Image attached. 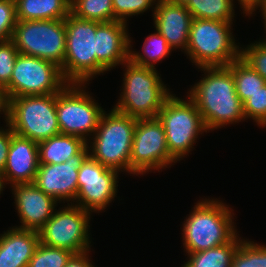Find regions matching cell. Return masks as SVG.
<instances>
[{
    "label": "cell",
    "instance_id": "1f68e13d",
    "mask_svg": "<svg viewBox=\"0 0 266 267\" xmlns=\"http://www.w3.org/2000/svg\"><path fill=\"white\" fill-rule=\"evenodd\" d=\"M242 47L240 57L266 80V41L259 39Z\"/></svg>",
    "mask_w": 266,
    "mask_h": 267
},
{
    "label": "cell",
    "instance_id": "30bf717a",
    "mask_svg": "<svg viewBox=\"0 0 266 267\" xmlns=\"http://www.w3.org/2000/svg\"><path fill=\"white\" fill-rule=\"evenodd\" d=\"M18 52L56 63L61 67L66 52L65 20L18 21L11 37Z\"/></svg>",
    "mask_w": 266,
    "mask_h": 267
},
{
    "label": "cell",
    "instance_id": "2e32d148",
    "mask_svg": "<svg viewBox=\"0 0 266 267\" xmlns=\"http://www.w3.org/2000/svg\"><path fill=\"white\" fill-rule=\"evenodd\" d=\"M121 21L101 23L96 28V77L129 60L130 34Z\"/></svg>",
    "mask_w": 266,
    "mask_h": 267
},
{
    "label": "cell",
    "instance_id": "ffe728a7",
    "mask_svg": "<svg viewBox=\"0 0 266 267\" xmlns=\"http://www.w3.org/2000/svg\"><path fill=\"white\" fill-rule=\"evenodd\" d=\"M39 233L11 227L0 234V267H28L39 244Z\"/></svg>",
    "mask_w": 266,
    "mask_h": 267
},
{
    "label": "cell",
    "instance_id": "7402d4cb",
    "mask_svg": "<svg viewBox=\"0 0 266 267\" xmlns=\"http://www.w3.org/2000/svg\"><path fill=\"white\" fill-rule=\"evenodd\" d=\"M18 21L58 20L70 14V0H14Z\"/></svg>",
    "mask_w": 266,
    "mask_h": 267
},
{
    "label": "cell",
    "instance_id": "6da1fadb",
    "mask_svg": "<svg viewBox=\"0 0 266 267\" xmlns=\"http://www.w3.org/2000/svg\"><path fill=\"white\" fill-rule=\"evenodd\" d=\"M204 74L188 90L208 131L245 121L243 103L228 66L199 67Z\"/></svg>",
    "mask_w": 266,
    "mask_h": 267
},
{
    "label": "cell",
    "instance_id": "ab89813d",
    "mask_svg": "<svg viewBox=\"0 0 266 267\" xmlns=\"http://www.w3.org/2000/svg\"><path fill=\"white\" fill-rule=\"evenodd\" d=\"M164 1H167V2L173 3V4L186 5L189 0H164Z\"/></svg>",
    "mask_w": 266,
    "mask_h": 267
},
{
    "label": "cell",
    "instance_id": "3957f363",
    "mask_svg": "<svg viewBox=\"0 0 266 267\" xmlns=\"http://www.w3.org/2000/svg\"><path fill=\"white\" fill-rule=\"evenodd\" d=\"M121 66L125 67L123 87L113 108L137 119L157 118L166 99L172 94L162 81L161 74L154 68L137 65L131 60Z\"/></svg>",
    "mask_w": 266,
    "mask_h": 267
},
{
    "label": "cell",
    "instance_id": "8992f818",
    "mask_svg": "<svg viewBox=\"0 0 266 267\" xmlns=\"http://www.w3.org/2000/svg\"><path fill=\"white\" fill-rule=\"evenodd\" d=\"M184 97L179 98L172 93L157 116L164 127L169 153L177 162L187 158L195 149L193 146L199 135L207 134L195 103L188 95Z\"/></svg>",
    "mask_w": 266,
    "mask_h": 267
},
{
    "label": "cell",
    "instance_id": "9c48e42d",
    "mask_svg": "<svg viewBox=\"0 0 266 267\" xmlns=\"http://www.w3.org/2000/svg\"><path fill=\"white\" fill-rule=\"evenodd\" d=\"M87 84L68 83L56 93V113L61 134L74 135L86 142L93 136L105 112Z\"/></svg>",
    "mask_w": 266,
    "mask_h": 267
},
{
    "label": "cell",
    "instance_id": "d4e9b609",
    "mask_svg": "<svg viewBox=\"0 0 266 267\" xmlns=\"http://www.w3.org/2000/svg\"><path fill=\"white\" fill-rule=\"evenodd\" d=\"M235 0H189L185 7L193 19H209L233 23Z\"/></svg>",
    "mask_w": 266,
    "mask_h": 267
},
{
    "label": "cell",
    "instance_id": "484cf974",
    "mask_svg": "<svg viewBox=\"0 0 266 267\" xmlns=\"http://www.w3.org/2000/svg\"><path fill=\"white\" fill-rule=\"evenodd\" d=\"M228 67L231 69L234 77L235 90L242 103H244L250 95L256 93L266 85V80L241 57L232 61Z\"/></svg>",
    "mask_w": 266,
    "mask_h": 267
},
{
    "label": "cell",
    "instance_id": "4dcf8cb0",
    "mask_svg": "<svg viewBox=\"0 0 266 267\" xmlns=\"http://www.w3.org/2000/svg\"><path fill=\"white\" fill-rule=\"evenodd\" d=\"M245 119L251 118L260 128H266V85L243 103Z\"/></svg>",
    "mask_w": 266,
    "mask_h": 267
},
{
    "label": "cell",
    "instance_id": "4fadbf2b",
    "mask_svg": "<svg viewBox=\"0 0 266 267\" xmlns=\"http://www.w3.org/2000/svg\"><path fill=\"white\" fill-rule=\"evenodd\" d=\"M67 84L61 68L56 63L19 53L5 94L7 99L54 94Z\"/></svg>",
    "mask_w": 266,
    "mask_h": 267
},
{
    "label": "cell",
    "instance_id": "ac0fdd59",
    "mask_svg": "<svg viewBox=\"0 0 266 267\" xmlns=\"http://www.w3.org/2000/svg\"><path fill=\"white\" fill-rule=\"evenodd\" d=\"M38 168V143L13 133L2 173L5 185L33 183Z\"/></svg>",
    "mask_w": 266,
    "mask_h": 267
},
{
    "label": "cell",
    "instance_id": "83f0119b",
    "mask_svg": "<svg viewBox=\"0 0 266 267\" xmlns=\"http://www.w3.org/2000/svg\"><path fill=\"white\" fill-rule=\"evenodd\" d=\"M231 267H266V244L244 238L234 253Z\"/></svg>",
    "mask_w": 266,
    "mask_h": 267
},
{
    "label": "cell",
    "instance_id": "5b68a950",
    "mask_svg": "<svg viewBox=\"0 0 266 267\" xmlns=\"http://www.w3.org/2000/svg\"><path fill=\"white\" fill-rule=\"evenodd\" d=\"M231 22L193 19L184 54L197 67L228 66L240 57Z\"/></svg>",
    "mask_w": 266,
    "mask_h": 267
},
{
    "label": "cell",
    "instance_id": "f546056e",
    "mask_svg": "<svg viewBox=\"0 0 266 267\" xmlns=\"http://www.w3.org/2000/svg\"><path fill=\"white\" fill-rule=\"evenodd\" d=\"M157 1L158 0H112L115 21L128 24V19L130 17L143 15L146 11H150V9H152L153 15Z\"/></svg>",
    "mask_w": 266,
    "mask_h": 267
},
{
    "label": "cell",
    "instance_id": "60d3db41",
    "mask_svg": "<svg viewBox=\"0 0 266 267\" xmlns=\"http://www.w3.org/2000/svg\"><path fill=\"white\" fill-rule=\"evenodd\" d=\"M6 187L4 180H3V176L0 173V195L3 193L4 188Z\"/></svg>",
    "mask_w": 266,
    "mask_h": 267
},
{
    "label": "cell",
    "instance_id": "d6986e66",
    "mask_svg": "<svg viewBox=\"0 0 266 267\" xmlns=\"http://www.w3.org/2000/svg\"><path fill=\"white\" fill-rule=\"evenodd\" d=\"M154 28L166 39L169 46L186 52L189 31L193 21L185 5L158 0L153 13Z\"/></svg>",
    "mask_w": 266,
    "mask_h": 267
},
{
    "label": "cell",
    "instance_id": "8fae6325",
    "mask_svg": "<svg viewBox=\"0 0 266 267\" xmlns=\"http://www.w3.org/2000/svg\"><path fill=\"white\" fill-rule=\"evenodd\" d=\"M38 231L41 244L74 254L91 250V213L74 204L60 205Z\"/></svg>",
    "mask_w": 266,
    "mask_h": 267
},
{
    "label": "cell",
    "instance_id": "74e56055",
    "mask_svg": "<svg viewBox=\"0 0 266 267\" xmlns=\"http://www.w3.org/2000/svg\"><path fill=\"white\" fill-rule=\"evenodd\" d=\"M3 114V120L6 122L8 115V99L5 94V90L0 86V117Z\"/></svg>",
    "mask_w": 266,
    "mask_h": 267
},
{
    "label": "cell",
    "instance_id": "d590c367",
    "mask_svg": "<svg viewBox=\"0 0 266 267\" xmlns=\"http://www.w3.org/2000/svg\"><path fill=\"white\" fill-rule=\"evenodd\" d=\"M238 4L240 5V9L242 8L243 15L245 14V17H252L256 15L254 12L256 10H259L260 12L265 7V0H237ZM254 14V15H253Z\"/></svg>",
    "mask_w": 266,
    "mask_h": 267
},
{
    "label": "cell",
    "instance_id": "e0dca14e",
    "mask_svg": "<svg viewBox=\"0 0 266 267\" xmlns=\"http://www.w3.org/2000/svg\"><path fill=\"white\" fill-rule=\"evenodd\" d=\"M10 187L21 223L14 227L38 232L53 215L58 202L34 183L14 184Z\"/></svg>",
    "mask_w": 266,
    "mask_h": 267
},
{
    "label": "cell",
    "instance_id": "8d00e7d4",
    "mask_svg": "<svg viewBox=\"0 0 266 267\" xmlns=\"http://www.w3.org/2000/svg\"><path fill=\"white\" fill-rule=\"evenodd\" d=\"M90 252L92 251L89 250L84 253L74 254L65 267H91L93 265V261L91 262L92 258L89 257Z\"/></svg>",
    "mask_w": 266,
    "mask_h": 267
},
{
    "label": "cell",
    "instance_id": "836d02e7",
    "mask_svg": "<svg viewBox=\"0 0 266 267\" xmlns=\"http://www.w3.org/2000/svg\"><path fill=\"white\" fill-rule=\"evenodd\" d=\"M16 22L15 1L0 0V41L11 39Z\"/></svg>",
    "mask_w": 266,
    "mask_h": 267
},
{
    "label": "cell",
    "instance_id": "4316f807",
    "mask_svg": "<svg viewBox=\"0 0 266 267\" xmlns=\"http://www.w3.org/2000/svg\"><path fill=\"white\" fill-rule=\"evenodd\" d=\"M70 13L83 20L115 21L112 0H71Z\"/></svg>",
    "mask_w": 266,
    "mask_h": 267
},
{
    "label": "cell",
    "instance_id": "e575fe53",
    "mask_svg": "<svg viewBox=\"0 0 266 267\" xmlns=\"http://www.w3.org/2000/svg\"><path fill=\"white\" fill-rule=\"evenodd\" d=\"M5 128L0 126V173L2 174L5 168L8 157L11 136L14 133L7 122Z\"/></svg>",
    "mask_w": 266,
    "mask_h": 267
},
{
    "label": "cell",
    "instance_id": "ba28073f",
    "mask_svg": "<svg viewBox=\"0 0 266 267\" xmlns=\"http://www.w3.org/2000/svg\"><path fill=\"white\" fill-rule=\"evenodd\" d=\"M66 52L60 67L68 83L88 84L96 77L97 21L83 20L69 14L65 19Z\"/></svg>",
    "mask_w": 266,
    "mask_h": 267
},
{
    "label": "cell",
    "instance_id": "7c38bea8",
    "mask_svg": "<svg viewBox=\"0 0 266 267\" xmlns=\"http://www.w3.org/2000/svg\"><path fill=\"white\" fill-rule=\"evenodd\" d=\"M176 163L169 153L164 127L158 118L137 119L130 154V175L160 172Z\"/></svg>",
    "mask_w": 266,
    "mask_h": 267
},
{
    "label": "cell",
    "instance_id": "7a4b0ae2",
    "mask_svg": "<svg viewBox=\"0 0 266 267\" xmlns=\"http://www.w3.org/2000/svg\"><path fill=\"white\" fill-rule=\"evenodd\" d=\"M182 223V242L186 253H195L215 248L230 242L239 232L236 230V215L224 201L198 200Z\"/></svg>",
    "mask_w": 266,
    "mask_h": 267
},
{
    "label": "cell",
    "instance_id": "d6a6232c",
    "mask_svg": "<svg viewBox=\"0 0 266 267\" xmlns=\"http://www.w3.org/2000/svg\"><path fill=\"white\" fill-rule=\"evenodd\" d=\"M18 54L11 39L0 41V86L4 90L9 86Z\"/></svg>",
    "mask_w": 266,
    "mask_h": 267
},
{
    "label": "cell",
    "instance_id": "44dd1931",
    "mask_svg": "<svg viewBox=\"0 0 266 267\" xmlns=\"http://www.w3.org/2000/svg\"><path fill=\"white\" fill-rule=\"evenodd\" d=\"M87 142L78 136L58 134L38 143L39 165L61 164L78 154Z\"/></svg>",
    "mask_w": 266,
    "mask_h": 267
},
{
    "label": "cell",
    "instance_id": "f35d334b",
    "mask_svg": "<svg viewBox=\"0 0 266 267\" xmlns=\"http://www.w3.org/2000/svg\"><path fill=\"white\" fill-rule=\"evenodd\" d=\"M260 12H261L260 16L263 17L262 19H264L263 24H264L265 34H266V6ZM264 40L266 41V38H264Z\"/></svg>",
    "mask_w": 266,
    "mask_h": 267
},
{
    "label": "cell",
    "instance_id": "277c9868",
    "mask_svg": "<svg viewBox=\"0 0 266 267\" xmlns=\"http://www.w3.org/2000/svg\"><path fill=\"white\" fill-rule=\"evenodd\" d=\"M105 111L93 136L87 141L89 156L107 168L130 175V154L137 118L114 108Z\"/></svg>",
    "mask_w": 266,
    "mask_h": 267
},
{
    "label": "cell",
    "instance_id": "f1b7e54d",
    "mask_svg": "<svg viewBox=\"0 0 266 267\" xmlns=\"http://www.w3.org/2000/svg\"><path fill=\"white\" fill-rule=\"evenodd\" d=\"M73 255V252L66 249L50 247L39 242L28 267H65Z\"/></svg>",
    "mask_w": 266,
    "mask_h": 267
},
{
    "label": "cell",
    "instance_id": "cb8c5ba5",
    "mask_svg": "<svg viewBox=\"0 0 266 267\" xmlns=\"http://www.w3.org/2000/svg\"><path fill=\"white\" fill-rule=\"evenodd\" d=\"M131 38L129 60L140 66L157 69L155 64L159 61L162 62L163 59L169 57L171 52L174 51L156 29L154 33H150L145 37L144 43L141 46L143 53L132 50L133 41Z\"/></svg>",
    "mask_w": 266,
    "mask_h": 267
},
{
    "label": "cell",
    "instance_id": "603a6c76",
    "mask_svg": "<svg viewBox=\"0 0 266 267\" xmlns=\"http://www.w3.org/2000/svg\"><path fill=\"white\" fill-rule=\"evenodd\" d=\"M239 236L238 233L230 242L215 248L186 253L187 261L181 267H231L234 253L243 240Z\"/></svg>",
    "mask_w": 266,
    "mask_h": 267
},
{
    "label": "cell",
    "instance_id": "5bb4252c",
    "mask_svg": "<svg viewBox=\"0 0 266 267\" xmlns=\"http://www.w3.org/2000/svg\"><path fill=\"white\" fill-rule=\"evenodd\" d=\"M120 173L88 156L78 169V192L74 205L91 214L102 213L115 200Z\"/></svg>",
    "mask_w": 266,
    "mask_h": 267
},
{
    "label": "cell",
    "instance_id": "9a60e30c",
    "mask_svg": "<svg viewBox=\"0 0 266 267\" xmlns=\"http://www.w3.org/2000/svg\"><path fill=\"white\" fill-rule=\"evenodd\" d=\"M88 156L86 145L64 163L39 165L33 183L59 205L62 202L73 204L78 192V169Z\"/></svg>",
    "mask_w": 266,
    "mask_h": 267
},
{
    "label": "cell",
    "instance_id": "52a82bcc",
    "mask_svg": "<svg viewBox=\"0 0 266 267\" xmlns=\"http://www.w3.org/2000/svg\"><path fill=\"white\" fill-rule=\"evenodd\" d=\"M6 122L15 134L37 143L60 134L56 93L8 99Z\"/></svg>",
    "mask_w": 266,
    "mask_h": 267
}]
</instances>
